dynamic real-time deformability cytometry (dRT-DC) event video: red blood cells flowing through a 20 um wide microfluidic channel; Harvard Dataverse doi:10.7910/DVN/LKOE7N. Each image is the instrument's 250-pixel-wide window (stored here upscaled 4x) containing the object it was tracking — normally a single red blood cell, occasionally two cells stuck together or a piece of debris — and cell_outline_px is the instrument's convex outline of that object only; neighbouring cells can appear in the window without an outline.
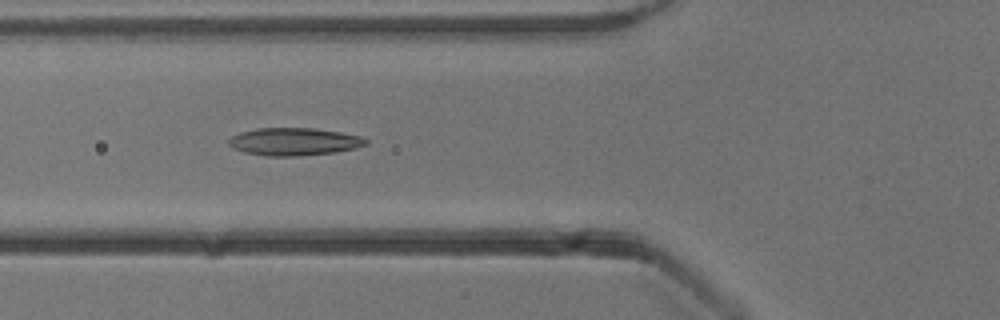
{"species": "common noctule bat (a hibernating species)", "species_latin": "Nyctalus noctula", "temperature_condition": "cold", "stored_images_in_passage": 39, "camera_frame_rate_fps": 3000, "um_per_image_px": 0.085, "animal": {"sex": "male", "body_mass_g": 13.3}, "frame": {"image": 1, "passage_image": 6, "time_ms": 1.667, "image_size_px": [1000, 320], "cell_outline_px": [[368, 144], [356, 148], [336, 152], [300, 156], [264, 156], [244, 152], [232, 148], [228, 144], [228, 140], [232, 136], [240, 132], [256, 128], [312, 128], [340, 132], [364, 136], [368, 140]], "centroid_in_image_um": [25.01, 12.04], "position_along_channel_um": 100.8, "area_um2": 22.37}}
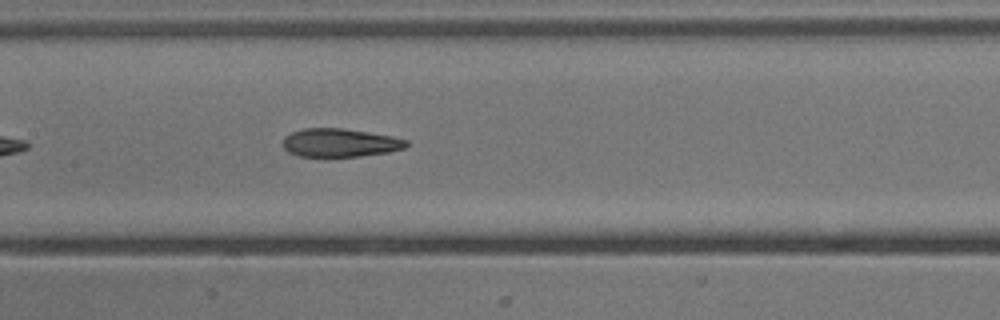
{"frame": {"image": 2, "passage_image": 12, "time_ms": 3.667, "image_size_px": [1000, 320], "cell_outline_px": [[408, 144], [404, 148], [388, 152], [360, 156], [296, 156], [288, 152], [284, 148], [284, 136], [292, 132], [304, 128], [344, 128], [392, 136], [408, 140]], "centroid_in_image_um": [28.89, 12.13], "position_along_channel_um": 178.5, "area_um2": 20.35}}
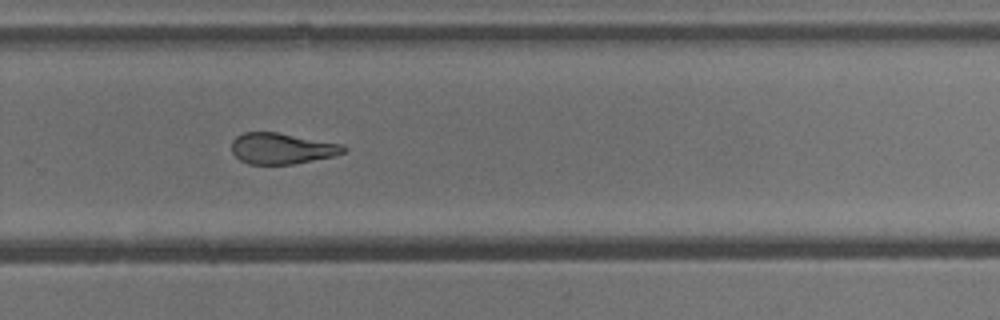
{"frame": {"image": 3, "passage_image": 22, "time_ms": 7.0, "image_size_px": [1000, 320], "cell_outline_px": [[348, 148], [344, 152], [336, 156], [292, 164], [248, 164], [240, 160], [232, 152], [232, 140], [236, 136], [244, 132], [276, 132], [344, 144]], "centroid_in_image_um": [23.98, 12.62], "position_along_channel_um": 305.8, "area_um2": 20.35}, "authors_computed_cell_mechanics": {"area_um2": 21.7328, "velocity_mm_per_s": 3.8498, "shape_relaxation_time_tau1_ms": 6.868, "shape_relaxation_time_tau2_ms": 2.9211, "deformation_change_tau1": 0.2211, "deformation_change_tau2": 0.1212}}